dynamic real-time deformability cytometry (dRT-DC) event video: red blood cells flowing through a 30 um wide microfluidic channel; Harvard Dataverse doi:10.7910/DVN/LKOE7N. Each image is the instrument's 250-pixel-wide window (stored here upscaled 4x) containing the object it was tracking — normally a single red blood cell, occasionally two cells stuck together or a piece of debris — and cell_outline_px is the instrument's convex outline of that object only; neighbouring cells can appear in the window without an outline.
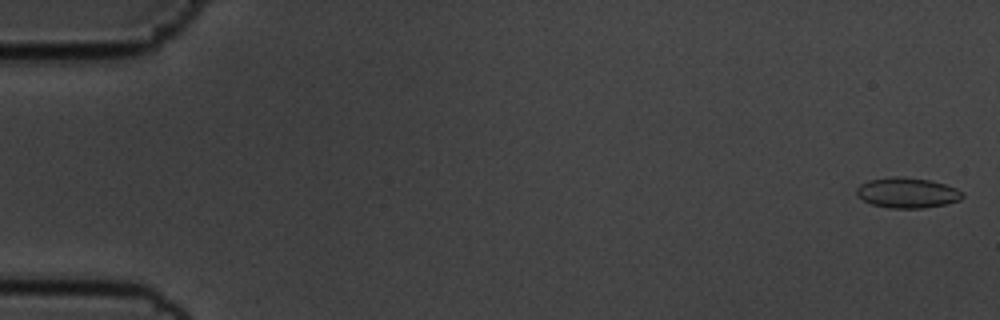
{"species": "common noctule bat (a hibernating species)", "species_latin": "Nyctalus noctula", "temperature_condition": "cold", "stored_images_in_passage": 56, "camera_frame_rate_fps": 3000, "um_per_image_px": 0.085, "animal": {"sex": "male", "body_mass_g": 19.5, "forearm_length_mm": 54.6}, "frame": {"image": 1, "passage_image": 2, "time_ms": 0.333, "image_size_px": [1000, 320], "cell_outline_px": [[964, 196], [960, 200], [948, 204], [924, 208], [888, 208], [872, 204], [856, 196], [856, 188], [860, 184], [868, 180], [896, 176], [904, 176], [928, 180], [944, 184], [956, 188], [964, 192]], "centroid_in_image_um": [77.12, 16.39], "position_along_channel_um": 7.9, "area_um2": 18.9}}
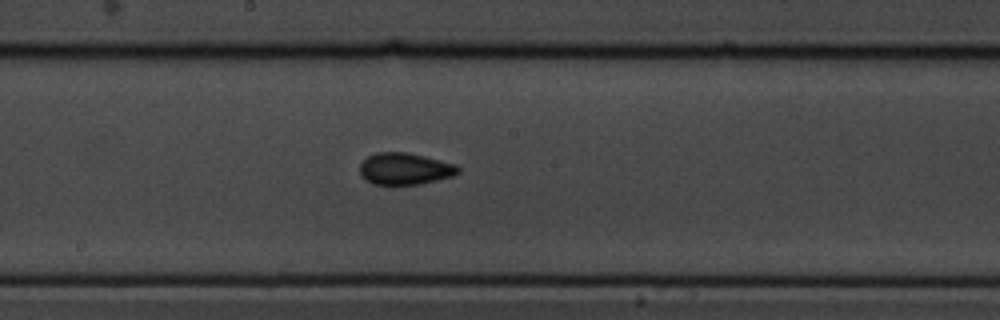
{"frame": {"image": 2, "passage_image": 31, "time_ms": 10.0, "image_size_px": [1000, 320], "cell_outline_px": [[460, 172], [452, 176], [420, 184], [372, 184], [364, 180], [360, 176], [360, 164], [368, 156], [376, 152], [408, 152], [456, 164], [460, 168]], "centroid_in_image_um": [34.39, 14.34], "position_along_channel_um": 213.8, "area_um2": 18.26}}
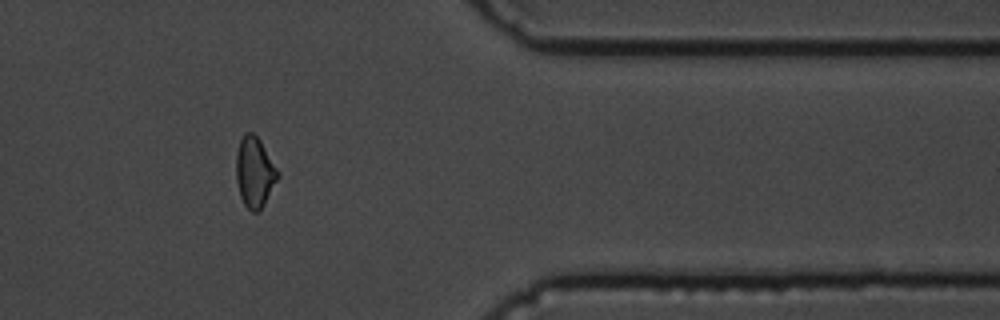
{"frame": {"image": 3, "passage_image": 47, "time_ms": 15.333, "image_size_px": [1000, 320], "cell_outline_px": [[280, 176], [264, 204], [256, 212], [252, 212], [244, 204], [240, 196], [236, 180], [236, 152], [240, 140], [244, 132], [252, 132], [260, 140], [280, 172]], "centroid_in_image_um": [21.65, 14.62], "position_along_channel_um": 389.8, "area_um2": 17.17}, "authors_computed_cell_mechanics": {"area_um2": 17.5134, "velocity_mm_per_s": 3.6225, "shape_relaxation_time_tau1_ms": 4.3998, "shape_relaxation_time_tau2_ms": 1.1145, "deformation_change_tau1": 0.0869, "deformation_change_tau2": 0.0586}}